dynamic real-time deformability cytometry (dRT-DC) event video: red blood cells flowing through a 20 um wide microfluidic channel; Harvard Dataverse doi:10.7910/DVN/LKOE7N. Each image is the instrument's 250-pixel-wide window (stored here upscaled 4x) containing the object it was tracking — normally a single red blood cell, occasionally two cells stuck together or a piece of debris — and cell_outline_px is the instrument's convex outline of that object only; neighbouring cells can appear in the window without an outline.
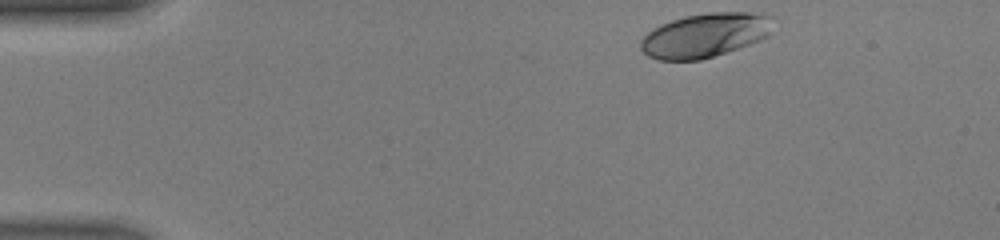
{"species": "human", "species_latin": "Homo sapiens", "temperature_condition": "warm", "stored_images_in_passage": 40, "camera_frame_rate_fps": 3000, "um_per_image_px": 0.085, "donor": {"sex": "male"}, "frame": {"image": 1, "passage_image": 1, "time_ms": 0.0, "image_size_px": [1000, 240], "cell_outline_px": [[772, 16], [768, 36], [760, 40], [700, 60], [660, 60], [648, 56], [640, 48], [640, 40], [652, 28], [660, 24], [684, 16], [708, 12], [764, 12]], "centroid_in_image_um": [59.9, 2.97], "position_along_channel_um": 25.1, "area_um2": 33.99}}
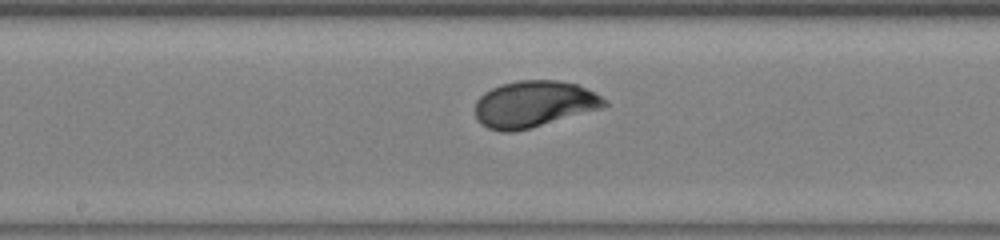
{"frame": {"image": 2, "passage_image": 19, "time_ms": 6.0, "image_size_px": [1000, 240], "cell_outline_px": [[608, 104], [604, 108], [532, 128], [512, 132], [500, 132], [488, 128], [480, 124], [476, 116], [476, 100], [484, 92], [500, 84], [516, 80], [556, 80], [576, 84], [608, 100]], "centroid_in_image_um": [45.38, 8.86], "position_along_channel_um": 202.8, "area_um2": 35.26}}
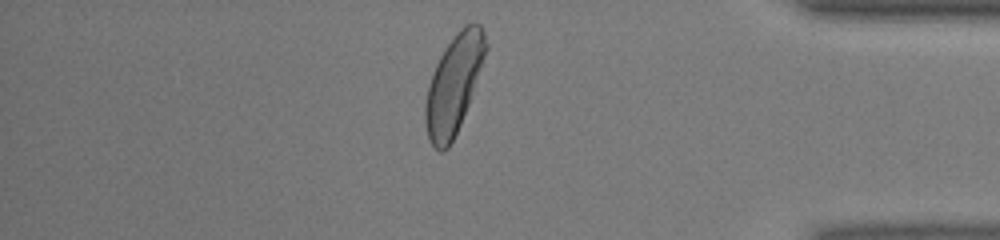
{"frame": {"image": 3, "passage_image": 34, "time_ms": 11.0, "image_size_px": [1000, 240], "cell_outline_px": [[488, 48], [468, 104], [460, 124], [448, 148], [444, 152], [440, 152], [428, 140], [424, 120], [424, 104], [428, 84], [432, 72], [444, 48], [456, 32], [464, 24], [480, 24], [484, 32], [488, 44]], "centroid_in_image_um": [38.55, 7.16], "position_along_channel_um": 396.7, "area_um2": 34.56}, "authors_computed_cell_mechanics": {"area_um2": 34.2176, "velocity_mm_per_s": 4.4323, "shape_relaxation_time_tau1_ms": 2.3553, "shape_relaxation_time_tau2_ms": null, "deformation_change_tau1": 0.1665, "deformation_change_tau2": null}}